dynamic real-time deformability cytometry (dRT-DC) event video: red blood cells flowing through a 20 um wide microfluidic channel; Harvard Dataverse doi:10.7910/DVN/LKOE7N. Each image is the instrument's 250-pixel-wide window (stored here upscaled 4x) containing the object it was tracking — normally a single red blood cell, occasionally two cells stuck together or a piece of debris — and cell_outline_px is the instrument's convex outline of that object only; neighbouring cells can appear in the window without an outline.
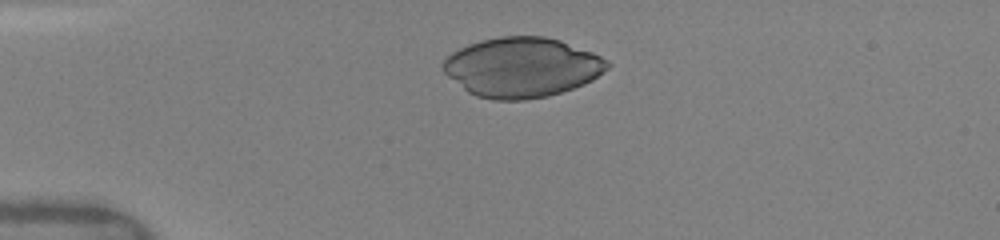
{"species": "human", "species_latin": "Homo sapiens", "temperature_condition": "warm", "stored_images_in_passage": 29, "camera_frame_rate_fps": 3000, "um_per_image_px": 0.085, "donor": {"sex": "female"}, "frame": {"image": 1, "passage_image": 1, "time_ms": 0.0, "image_size_px": [1000, 240], "cell_outline_px": [[612, 64], [608, 68], [592, 80], [584, 84], [548, 96], [524, 100], [492, 100], [476, 96], [468, 92], [448, 76], [444, 72], [444, 60], [452, 52], [468, 44], [480, 40], [500, 36], [544, 36], [560, 40], [592, 52], [608, 60]], "centroid_in_image_um": [44.37, 5.72], "position_along_channel_um": 40.6, "area_um2": 57.11}}